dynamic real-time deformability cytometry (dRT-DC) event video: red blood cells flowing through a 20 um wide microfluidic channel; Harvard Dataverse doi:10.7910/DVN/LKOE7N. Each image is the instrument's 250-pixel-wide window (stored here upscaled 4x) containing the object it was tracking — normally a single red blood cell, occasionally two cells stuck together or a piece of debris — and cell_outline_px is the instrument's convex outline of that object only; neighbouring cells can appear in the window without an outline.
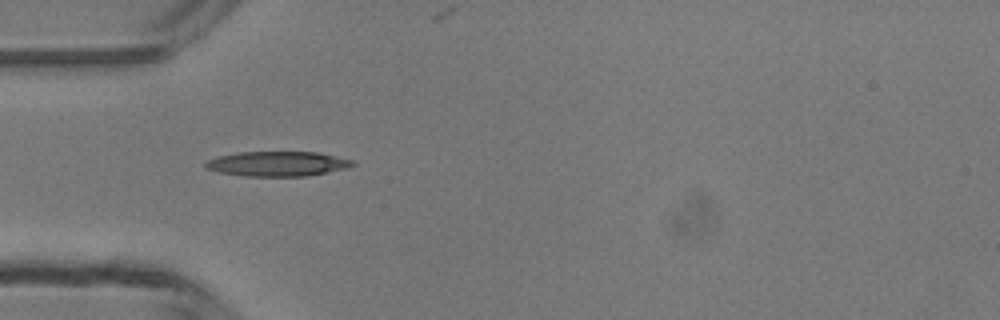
{"species": "common noctule bat (a hibernating species)", "species_latin": "Nyctalus noctula", "temperature_condition": "room temperature", "stored_images_in_passage": 4, "camera_frame_rate_fps": 3000, "um_per_image_px": 0.085, "animal": {"sex": "male", "body_mass_g": 13.3}, "frame": {"image": 1, "passage_image": 4, "time_ms": 3.333, "image_size_px": [1000, 320], "cell_outline_px": [[356, 164], [348, 168], [308, 176], [244, 176], [220, 172], [204, 168], [204, 164], [208, 160], [220, 156], [240, 152], [316, 152], [356, 160]], "centroid_in_image_um": [23.64, 13.92], "position_along_channel_um": 61.4, "area_um2": 21.33}}